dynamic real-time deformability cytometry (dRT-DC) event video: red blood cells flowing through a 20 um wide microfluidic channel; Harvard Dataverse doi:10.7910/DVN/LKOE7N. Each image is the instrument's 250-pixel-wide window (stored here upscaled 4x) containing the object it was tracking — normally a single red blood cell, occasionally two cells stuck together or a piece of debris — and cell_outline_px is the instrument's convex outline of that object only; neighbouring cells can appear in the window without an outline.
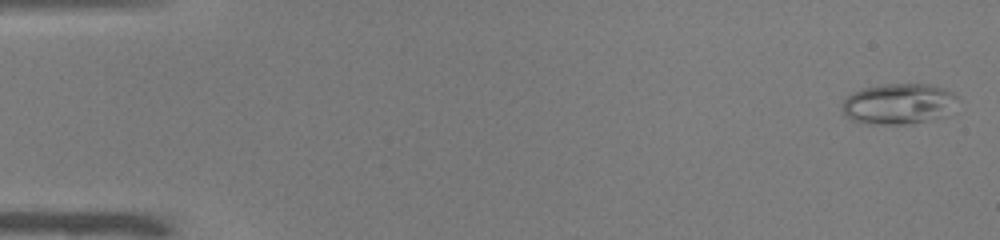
{"species": "common noctule bat (a hibernating species)", "species_latin": "Nyctalus noctula", "temperature_condition": "warm", "stored_images_in_passage": 50, "camera_frame_rate_fps": 3000, "um_per_image_px": 0.085, "animal": {"sex": "male", "body_mass_g": 19.0, "forearm_length_mm": 50.8}, "frame": {"image": 1, "passage_image": 1, "time_ms": 0.0, "image_size_px": [1000, 240], "cell_outline_px": [[956, 96], [948, 112], [940, 116], [908, 124], [868, 124], [852, 120], [844, 116], [840, 108], [844, 100], [852, 92], [864, 88], [884, 84], [928, 84], [944, 88], [952, 92]], "centroid_in_image_um": [76.27, 8.82], "position_along_channel_um": 8.7, "area_um2": 26.99}}
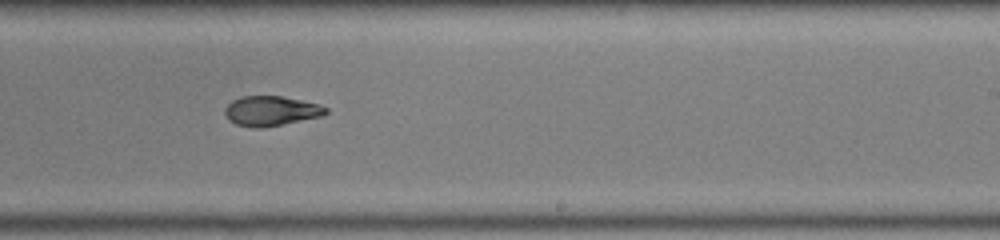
{"frame": {"image": 2, "passage_image": 31, "time_ms": 10.0, "image_size_px": [1000, 240], "cell_outline_px": [[328, 112], [320, 116], [260, 128], [252, 128], [236, 124], [228, 120], [224, 112], [224, 108], [232, 100], [240, 96], [280, 96], [320, 104], [328, 108]], "centroid_in_image_um": [22.99, 9.42], "position_along_channel_um": 266.0, "area_um2": 17.4}}
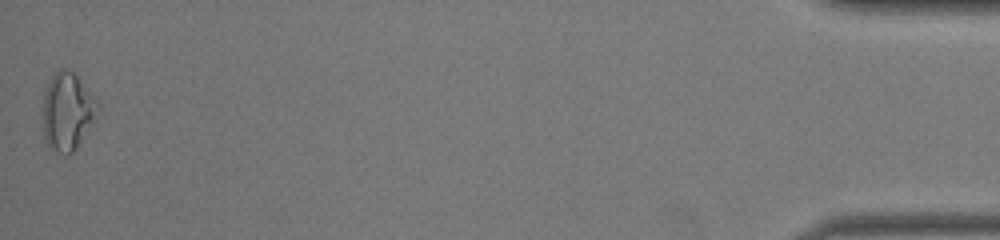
{"frame": {"image": 3, "passage_image": 50, "time_ms": 16.333, "image_size_px": [1000, 240], "cell_outline_px": [[100, 108], [92, 124], [76, 148], [68, 156], [64, 156], [48, 148], [44, 136], [40, 120], [40, 116], [44, 88], [48, 80], [60, 68], [64, 68], [72, 72], [80, 80], [96, 100]], "centroid_in_image_um": [5.65, 9.51], "position_along_channel_um": 429.6, "area_um2": 25.49}, "authors_computed_cell_mechanics": {"area_um2": 18.9006, "velocity_mm_per_s": 4.0158, "shape_relaxation_time_tau1_ms": null, "shape_relaxation_time_tau2_ms": 2.7465, "deformation_change_tau1": null, "deformation_change_tau2": 0.0883}}